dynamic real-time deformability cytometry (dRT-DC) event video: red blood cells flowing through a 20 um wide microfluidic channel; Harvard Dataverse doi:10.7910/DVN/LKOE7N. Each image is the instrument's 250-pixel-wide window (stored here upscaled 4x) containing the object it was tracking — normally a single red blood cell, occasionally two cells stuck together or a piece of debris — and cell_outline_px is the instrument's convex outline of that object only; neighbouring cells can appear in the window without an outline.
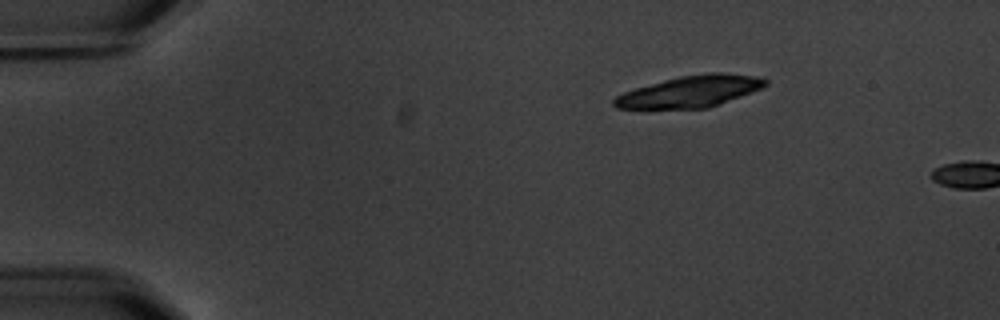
{"species": "common noctule bat (a hibernating species)", "species_latin": "Nyctalus noctula", "temperature_condition": "warm", "stored_images_in_passage": 3, "camera_frame_rate_fps": 3000, "um_per_image_px": 0.085, "animal": {"sex": "male", "body_mass_g": 20.1, "forearm_length_mm": 53.5}, "frame": {"image": 1, "passage_image": 2, "time_ms": 1.333, "image_size_px": [1000, 320], "cell_outline_px": [[768, 84], [764, 88], [720, 104], [708, 108], [616, 108], [612, 104], [612, 100], [616, 96], [624, 92], [636, 88], [664, 80], [680, 76], [708, 72], [724, 72], [756, 76], [768, 80]], "centroid_in_image_um": [58.73, 7.76], "position_along_channel_um": 26.3, "area_um2": 27.8}}